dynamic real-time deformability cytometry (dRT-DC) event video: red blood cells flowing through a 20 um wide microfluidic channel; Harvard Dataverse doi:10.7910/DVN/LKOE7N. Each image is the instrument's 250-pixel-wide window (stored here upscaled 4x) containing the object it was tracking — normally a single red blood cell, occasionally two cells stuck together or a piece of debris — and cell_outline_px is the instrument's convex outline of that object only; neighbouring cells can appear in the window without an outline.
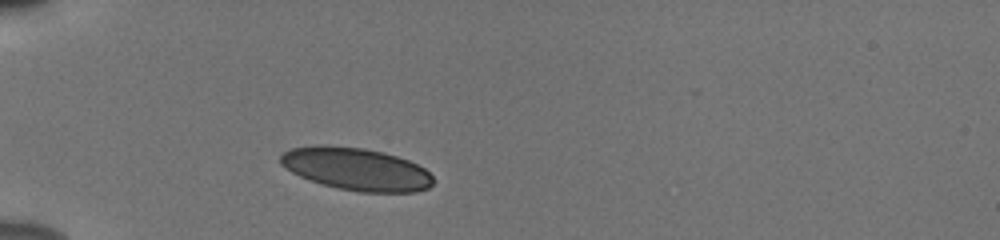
{"species": "human", "species_latin": "Homo sapiens", "temperature_condition": "cold", "stored_images_in_passage": 38, "camera_frame_rate_fps": 3000, "um_per_image_px": 0.085, "donor": {"sex": "male"}, "frame": {"image": 1, "passage_image": 1, "time_ms": 0.0, "image_size_px": [1000, 240], "cell_outline_px": [[432, 184], [428, 188], [416, 192], [360, 192], [340, 188], [324, 184], [300, 176], [292, 172], [280, 164], [280, 156], [284, 152], [292, 148], [316, 144], [324, 144], [364, 148], [396, 156], [408, 160], [424, 168], [432, 176]], "centroid_in_image_um": [30.27, 14.35], "position_along_channel_um": 54.7, "area_um2": 37.63}}
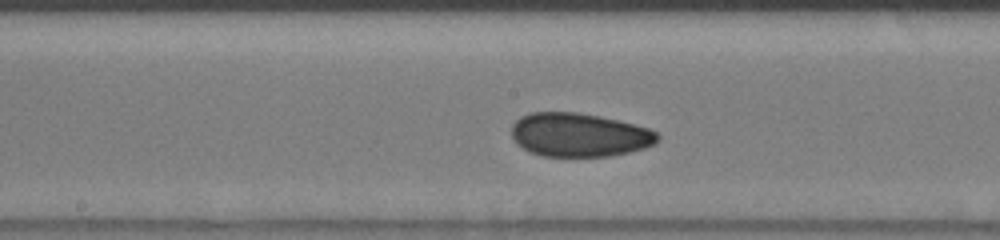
{"frame": {"image": 2, "passage_image": 14, "time_ms": 4.333, "image_size_px": [1000, 240], "cell_outline_px": [[660, 140], [644, 148], [628, 152], [608, 156], [544, 156], [528, 152], [516, 144], [512, 136], [512, 124], [520, 116], [528, 112], [576, 112], [600, 116], [648, 128], [656, 132], [660, 136]], "centroid_in_image_um": [49.19, 11.46], "position_along_channel_um": 199.0, "area_um2": 37.22}}
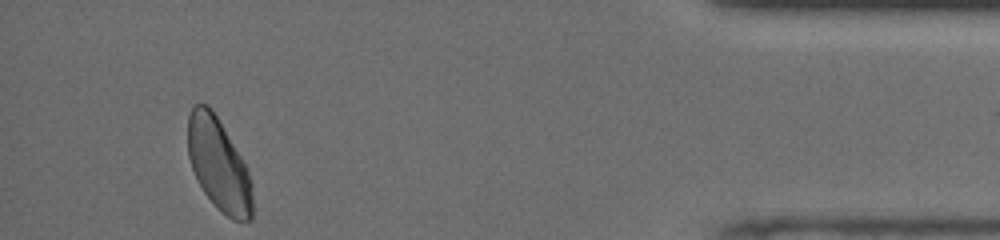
{"frame": {"image": 3, "passage_image": 35, "time_ms": 11.333, "image_size_px": [1000, 240], "cell_outline_px": [[252, 220], [232, 220], [216, 208], [204, 192], [192, 168], [188, 156], [188, 116], [192, 108], [196, 104], [208, 104], [212, 108], [240, 156], [248, 172], [252, 184]], "centroid_in_image_um": [18.58, 14.0], "position_along_channel_um": 416.6, "area_um2": 34.45}, "authors_computed_cell_mechanics": {"area_um2": 36.3273, "velocity_mm_per_s": 3.8265, "shape_relaxation_time_tau1_ms": 6.0544, "shape_relaxation_time_tau2_ms": 1.4747, "deformation_change_tau1": 0.0998, "deformation_change_tau2": 0.0604}}